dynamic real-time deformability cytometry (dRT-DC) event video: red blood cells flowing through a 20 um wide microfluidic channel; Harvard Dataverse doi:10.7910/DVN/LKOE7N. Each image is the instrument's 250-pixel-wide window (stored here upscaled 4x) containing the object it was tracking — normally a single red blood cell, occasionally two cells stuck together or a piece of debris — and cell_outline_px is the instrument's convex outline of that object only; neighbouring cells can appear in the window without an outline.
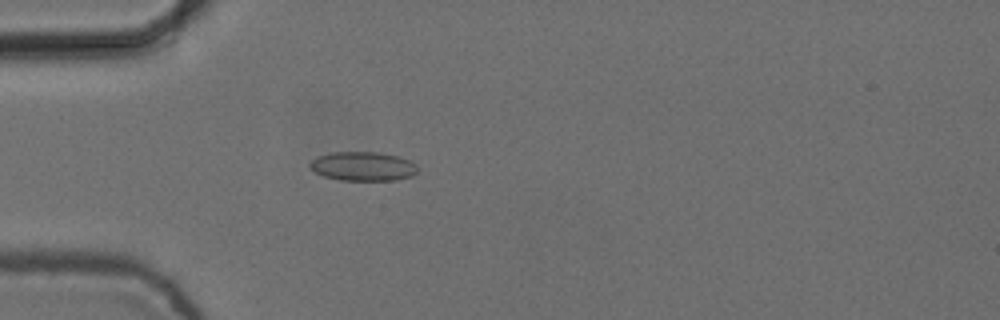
{"species": "common noctule bat (a hibernating species)", "species_latin": "Nyctalus noctula", "temperature_condition": "cold", "stored_images_in_passage": 5, "camera_frame_rate_fps": 3000, "um_per_image_px": 0.085, "animal": {"sex": "female", "body_mass_g": 24.6, "forearm_length_mm": 56.2}, "frame": {"image": 1, "passage_image": 5, "time_ms": 1.333, "image_size_px": [1000, 320], "cell_outline_px": [[416, 172], [412, 176], [396, 180], [340, 180], [324, 176], [316, 172], [308, 164], [312, 160], [320, 156], [332, 152], [380, 152], [400, 156], [416, 164]], "centroid_in_image_um": [30.88, 14.13], "position_along_channel_um": 54.1, "area_um2": 18.15}}